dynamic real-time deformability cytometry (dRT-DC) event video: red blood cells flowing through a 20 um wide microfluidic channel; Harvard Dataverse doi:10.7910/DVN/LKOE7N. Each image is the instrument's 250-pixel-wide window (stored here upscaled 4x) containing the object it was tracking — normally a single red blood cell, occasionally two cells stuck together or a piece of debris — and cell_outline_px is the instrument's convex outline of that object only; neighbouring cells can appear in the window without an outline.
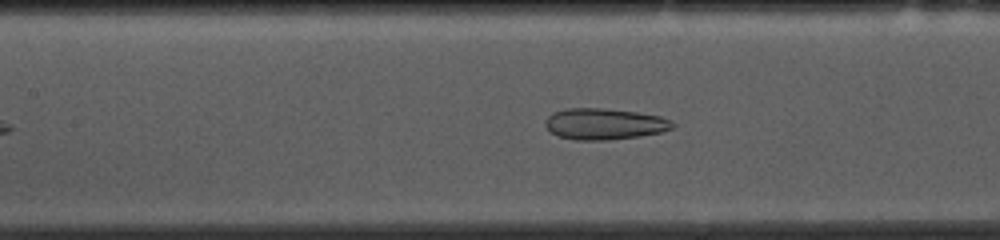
{"species": "common noctule bat (a hibernating species)", "species_latin": "Nyctalus noctula", "temperature_condition": "cold", "stored_images_in_passage": 42, "camera_frame_rate_fps": 3000, "um_per_image_px": 0.085, "animal": {"sex": "female", "body_mass_g": 10.0, "forearm_length_mm": 53.1}, "frame": {"image": 1, "passage_image": 18, "time_ms": 5.667, "image_size_px": [1000, 240], "cell_outline_px": [[676, 124], [672, 128], [660, 132], [640, 136], [608, 140], [576, 140], [556, 136], [548, 132], [544, 124], [544, 120], [552, 112], [564, 108], [600, 108], [636, 112], [660, 116], [672, 120]], "centroid_in_image_um": [51.31, 10.54], "position_along_channel_um": 156.1, "area_um2": 23.47}}
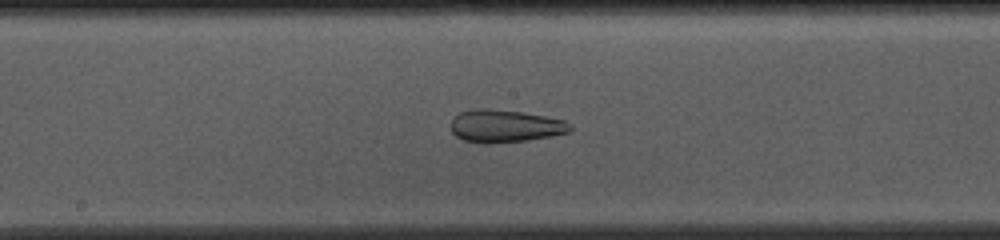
{"frame": {"image": 2, "passage_image": 22, "time_ms": 7.0, "image_size_px": [1000, 240], "cell_outline_px": [[572, 128], [568, 132], [552, 136], [528, 140], [484, 144], [464, 140], [456, 136], [452, 132], [452, 120], [460, 112], [476, 108], [488, 108], [520, 112], [544, 116], [564, 120]], "centroid_in_image_um": [42.91, 10.72], "position_along_channel_um": 205.3, "area_um2": 22.48}}
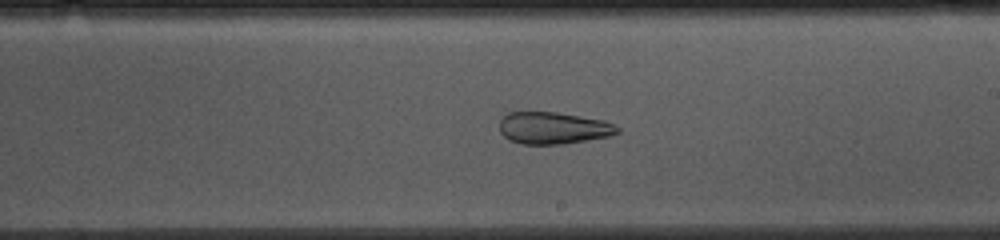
{"frame": {"image": 3, "passage_image": 25, "time_ms": 8.0, "image_size_px": [1000, 240], "cell_outline_px": [[620, 132], [612, 136], [564, 144], [520, 144], [508, 140], [500, 132], [500, 120], [508, 112], [556, 112], [604, 120], [620, 128]], "centroid_in_image_um": [47.04, 10.89], "position_along_channel_um": 242.0, "area_um2": 22.14}, "authors_computed_cell_mechanics": {"area_um2": 27.0504, "velocity_mm_per_s": 3.701, "shape_relaxation_time_tau1_ms": null, "shape_relaxation_time_tau2_ms": 2.688, "deformation_change_tau1": null, "deformation_change_tau2": 0.1087}}